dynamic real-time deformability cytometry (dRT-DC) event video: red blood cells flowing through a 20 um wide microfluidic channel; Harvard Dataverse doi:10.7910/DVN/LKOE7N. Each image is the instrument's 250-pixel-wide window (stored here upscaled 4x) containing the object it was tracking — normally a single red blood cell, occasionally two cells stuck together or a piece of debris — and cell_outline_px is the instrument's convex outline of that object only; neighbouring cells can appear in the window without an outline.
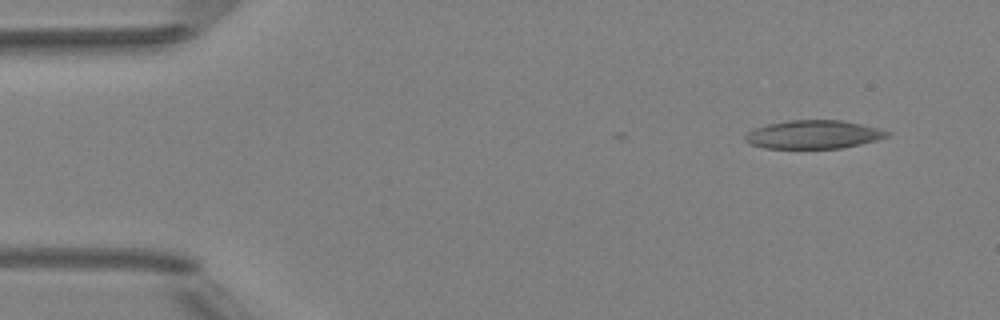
{"species": "Egyptian fruit bat (a non-hibernating species)", "species_latin": "Rousettus aegyptiacus", "temperature_condition": "room temperature", "stored_images_in_passage": 4, "camera_frame_rate_fps": 3000, "um_per_image_px": 0.085, "animal": {"sex": "female"}, "frame": {"image": 1, "passage_image": 1, "time_ms": 0.0, "image_size_px": [1000, 320], "cell_outline_px": [[892, 132], [888, 136], [876, 140], [860, 144], [840, 148], [764, 148], [752, 144], [744, 140], [744, 136], [748, 132], [756, 128], [768, 124], [788, 120], [840, 120], [880, 128]], "centroid_in_image_um": [69.16, 11.43], "position_along_channel_um": 15.8, "area_um2": 23.35}}
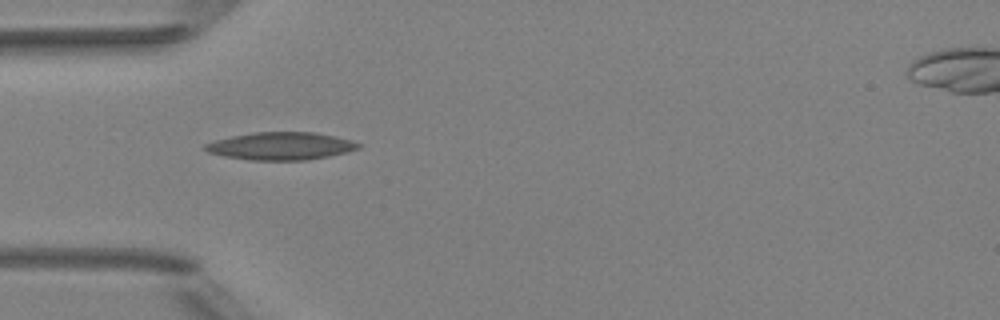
{"frame": {"image": 2, "passage_image": 4, "time_ms": 3.667, "image_size_px": [1000, 320], "cell_outline_px": [[360, 148], [348, 152], [328, 156], [304, 160], [248, 160], [224, 156], [208, 152], [204, 148], [204, 144], [216, 140], [232, 136], [252, 132], [312, 132], [352, 140], [360, 144]], "centroid_in_image_um": [23.86, 12.41], "position_along_channel_um": 61.1, "area_um2": 24.57}}